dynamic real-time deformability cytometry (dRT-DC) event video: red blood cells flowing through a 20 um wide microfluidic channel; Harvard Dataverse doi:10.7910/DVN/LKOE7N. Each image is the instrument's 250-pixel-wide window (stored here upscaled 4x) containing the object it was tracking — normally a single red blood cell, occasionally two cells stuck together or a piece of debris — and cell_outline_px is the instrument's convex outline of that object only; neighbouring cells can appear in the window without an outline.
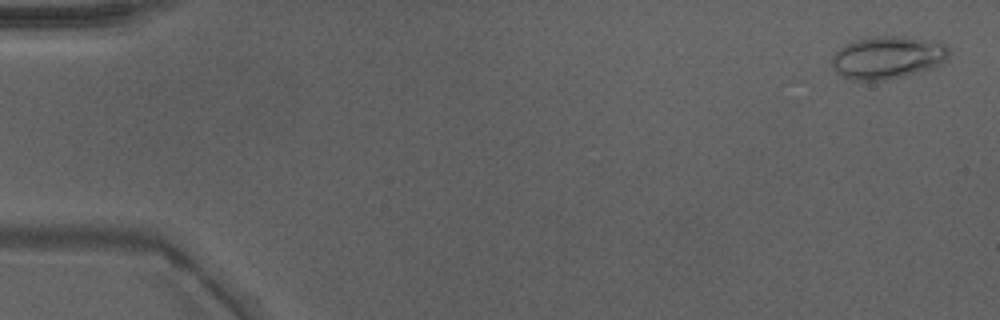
{"species": "Egyptian fruit bat (a non-hibernating species)", "species_latin": "Rousettus aegyptiacus", "temperature_condition": "warm", "stored_images_in_passage": 46, "camera_frame_rate_fps": 3000, "um_per_image_px": 0.085, "animal": {"sex": "male"}, "frame": {"image": 1, "passage_image": 2, "time_ms": 0.333, "image_size_px": [1000, 320], "cell_outline_px": [[948, 56], [940, 64], [932, 68], [884, 80], [852, 80], [836, 72], [832, 64], [832, 56], [844, 44], [856, 40], [876, 36], [892, 36], [940, 40], [948, 48]], "centroid_in_image_um": [75.45, 4.87], "position_along_channel_um": 9.5, "area_um2": 28.84}}
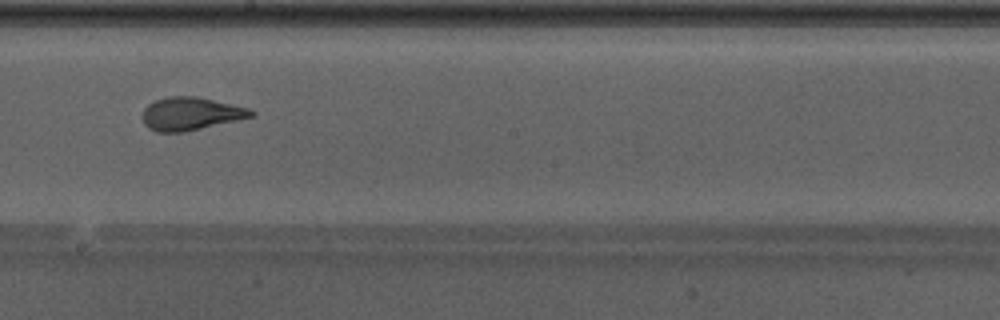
{"frame": {"image": 2, "passage_image": 28, "time_ms": 9.0, "image_size_px": [1000, 320], "cell_outline_px": [[256, 112], [252, 116], [236, 120], [184, 132], [156, 132], [148, 128], [144, 124], [140, 116], [144, 108], [148, 104], [156, 100], [168, 96], [196, 96], [248, 108]], "centroid_in_image_um": [16.13, 9.67], "position_along_channel_um": 232.1, "area_um2": 20.81}}
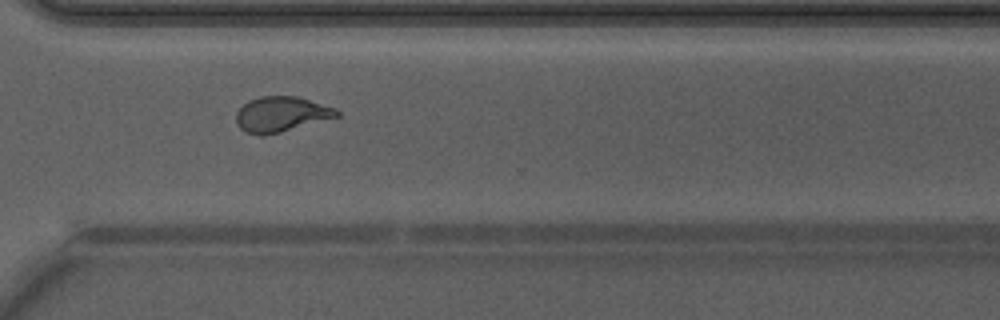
{"frame": {"image": 3, "passage_image": 36, "time_ms": 11.667, "image_size_px": [1000, 320], "cell_outline_px": [[340, 116], [280, 132], [264, 136], [260, 136], [244, 132], [236, 124], [236, 112], [248, 100], [260, 96], [296, 96], [336, 108], [340, 112]], "centroid_in_image_um": [23.87, 9.72], "position_along_channel_um": 346.7, "area_um2": 20.75}, "authors_computed_cell_mechanics": {"area_um2": 21.5594, "velocity_mm_per_s": 4.2999, "shape_relaxation_time_tau1_ms": 4.5346, "shape_relaxation_time_tau2_ms": 0.9379, "deformation_change_tau1": 0.1823, "deformation_change_tau2": 0.0698}}